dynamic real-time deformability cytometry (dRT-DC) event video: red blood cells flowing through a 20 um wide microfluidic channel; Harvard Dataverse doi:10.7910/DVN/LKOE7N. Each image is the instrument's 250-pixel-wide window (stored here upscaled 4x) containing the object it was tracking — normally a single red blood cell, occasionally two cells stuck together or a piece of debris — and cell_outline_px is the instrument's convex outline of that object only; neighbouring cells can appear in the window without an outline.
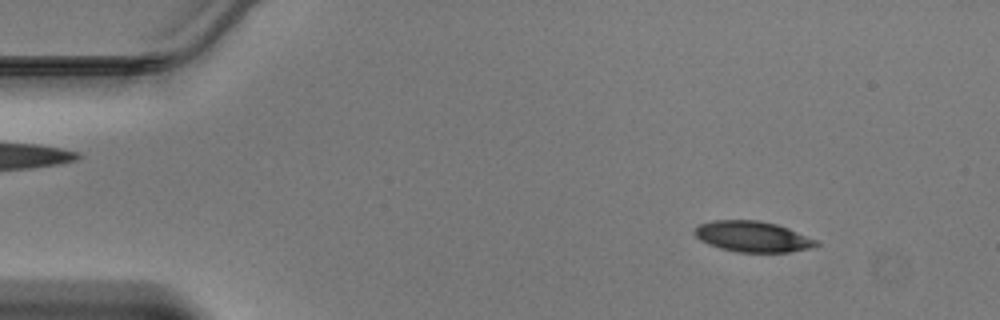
{"species": "Egyptian fruit bat (a non-hibernating species)", "species_latin": "Rousettus aegyptiacus", "temperature_condition": "warm", "stored_images_in_passage": 45, "camera_frame_rate_fps": 3000, "um_per_image_px": 0.085, "animal": {"sex": "male"}, "frame": {"image": 1, "passage_image": 5, "time_ms": 1.333, "image_size_px": [1000, 320], "cell_outline_px": [[820, 244], [808, 248], [788, 252], [740, 252], [720, 248], [708, 244], [700, 240], [692, 232], [700, 224], [712, 220], [760, 220], [776, 224], [788, 228], [820, 240]], "centroid_in_image_um": [63.99, 20.1], "position_along_channel_um": 21.0, "area_um2": 21.85}}
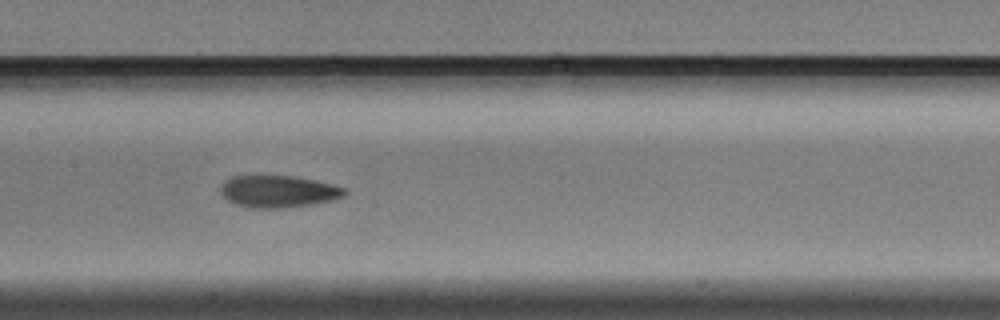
{"frame": {"image": 2, "passage_image": 22, "time_ms": 7.0, "image_size_px": [1000, 320], "cell_outline_px": [[348, 192], [344, 196], [332, 200], [312, 204], [280, 208], [252, 208], [236, 204], [228, 200], [220, 192], [220, 188], [224, 180], [232, 176], [292, 176], [316, 180], [332, 184], [344, 188]], "centroid_in_image_um": [23.65, 16.27], "position_along_channel_um": 183.7, "area_um2": 23.06}}
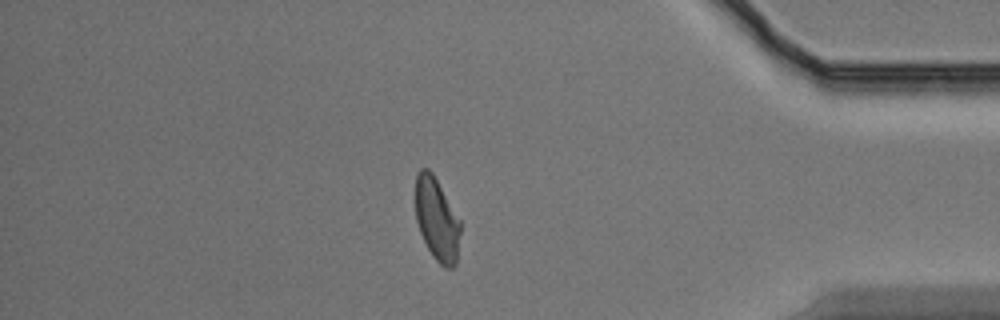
{"frame": {"image": 3, "passage_image": 39, "time_ms": 12.667, "image_size_px": [1000, 320], "cell_outline_px": [[460, 232], [456, 264], [452, 268], [444, 268], [432, 256], [420, 232], [416, 220], [416, 176], [420, 168], [428, 168], [432, 172], [460, 220]], "centroid_in_image_um": [37.13, 18.66], "position_along_channel_um": 398.1, "area_um2": 21.5}}